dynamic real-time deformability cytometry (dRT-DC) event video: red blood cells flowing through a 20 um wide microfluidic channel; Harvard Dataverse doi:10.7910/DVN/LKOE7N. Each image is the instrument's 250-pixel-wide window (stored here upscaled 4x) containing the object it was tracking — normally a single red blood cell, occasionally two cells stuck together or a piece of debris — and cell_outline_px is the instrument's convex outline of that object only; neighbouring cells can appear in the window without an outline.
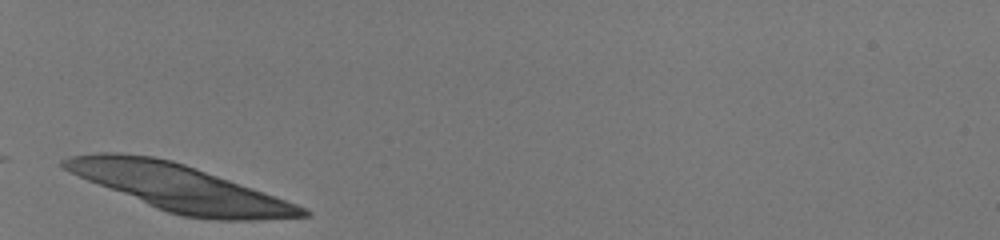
{"species": "human", "species_latin": "Homo sapiens", "temperature_condition": "room temperature", "stored_images_in_passage": 11, "camera_frame_rate_fps": 3000, "um_per_image_px": 0.085, "donor": {"sex": "male"}, "frame": {"image": 1, "passage_image": 1, "time_ms": 0.0, "image_size_px": [1000, 240], "cell_outline_px": [[312, 212], [308, 216], [260, 220], [216, 220], [184, 216], [168, 212], [156, 208], [88, 180], [64, 168], [60, 164], [60, 160], [72, 156], [100, 152], [120, 152], [152, 156], [172, 160], [196, 168], [264, 192], [296, 204]], "centroid_in_image_um": [15.28, 15.95], "position_along_channel_um": 69.7, "area_um2": 63.41}}